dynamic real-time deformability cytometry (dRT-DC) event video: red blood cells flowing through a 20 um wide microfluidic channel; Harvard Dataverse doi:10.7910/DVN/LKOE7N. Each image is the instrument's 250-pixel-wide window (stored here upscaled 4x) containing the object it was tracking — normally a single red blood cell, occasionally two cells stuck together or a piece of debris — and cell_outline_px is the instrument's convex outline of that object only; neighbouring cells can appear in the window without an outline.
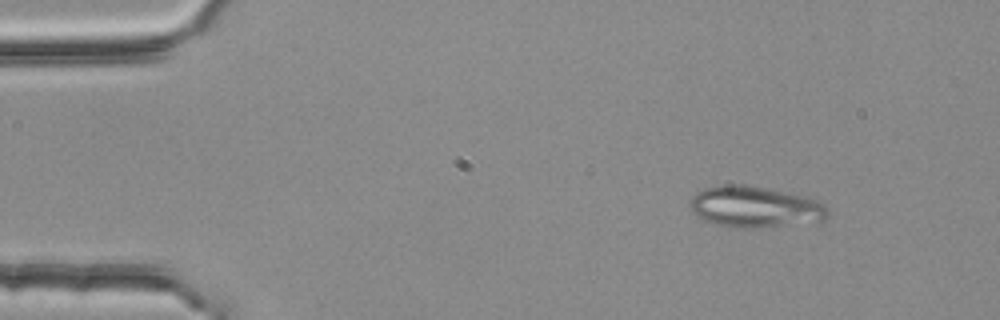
{"species": "common noctule bat (a hibernating species)", "species_latin": "Nyctalus noctula", "temperature_condition": "room temperature", "stored_images_in_passage": 6, "camera_frame_rate_fps": 3000, "um_per_image_px": 0.085, "animal": {"sex": "female", "body_mass_g": 25.1}, "frame": {"image": 1, "passage_image": 2, "time_ms": 0.333, "image_size_px": [1000, 320], "cell_outline_px": [[828, 216], [824, 220], [764, 228], [740, 228], [712, 224], [696, 216], [692, 212], [688, 204], [692, 196], [696, 192], [704, 188], [728, 184], [744, 184], [764, 188], [800, 196], [816, 200], [824, 204], [828, 208]], "centroid_in_image_um": [64.1, 17.6], "position_along_channel_um": 20.9, "area_um2": 33.06}}
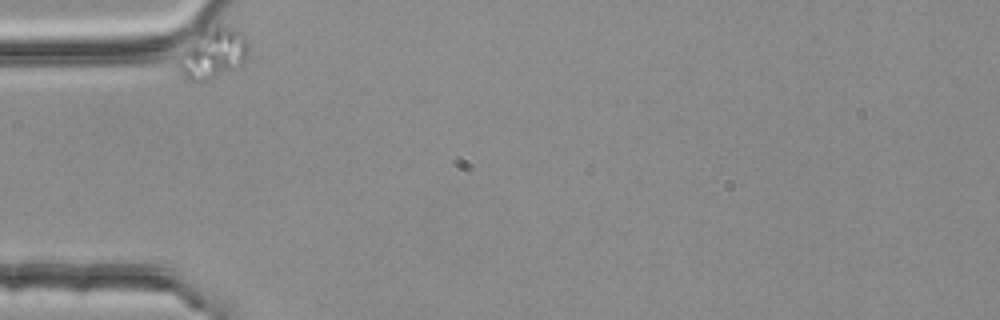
{"frame": {"image": 2, "passage_image": 4, "time_ms": 1.0, "image_size_px": [1000, 320], "cell_outline_px": [[248, 48], [244, 60], [240, 64], [208, 80], [184, 80], [176, 64], [176, 60], [192, 40], [200, 32], [216, 28], [232, 28], [240, 32], [248, 40]], "centroid_in_image_um": [18.05, 4.58], "position_along_channel_um": 66.9, "area_um2": 19.65}}